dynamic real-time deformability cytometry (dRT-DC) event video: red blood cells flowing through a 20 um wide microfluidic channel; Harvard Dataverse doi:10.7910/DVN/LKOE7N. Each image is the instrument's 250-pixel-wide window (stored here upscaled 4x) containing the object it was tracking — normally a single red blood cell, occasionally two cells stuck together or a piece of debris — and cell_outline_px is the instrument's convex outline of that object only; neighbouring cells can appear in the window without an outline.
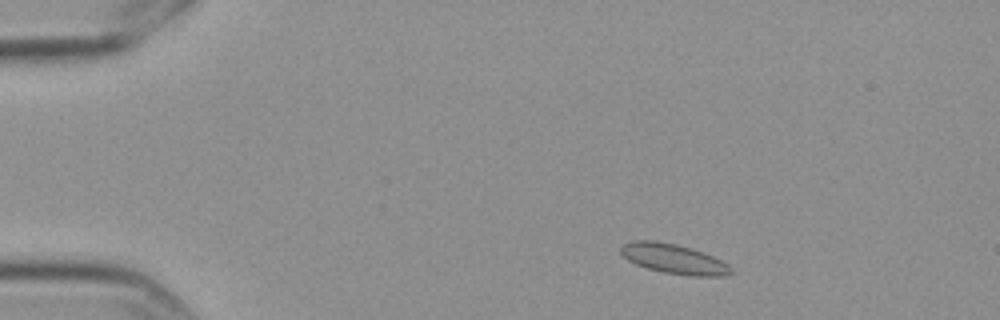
{"species": "Egyptian fruit bat (a non-hibernating species)", "species_latin": "Rousettus aegyptiacus", "temperature_condition": "cold", "stored_images_in_passage": 4, "camera_frame_rate_fps": 3000, "um_per_image_px": 0.085, "frame": {"image": 1, "passage_image": 2, "time_ms": 0.333, "image_size_px": [1000, 320], "cell_outline_px": [[732, 272], [720, 276], [692, 276], [664, 272], [648, 268], [636, 264], [628, 260], [620, 252], [620, 244], [632, 240], [652, 240], [676, 244], [712, 256], [728, 264], [732, 268]], "centroid_in_image_um": [57.21, 21.99], "position_along_channel_um": 27.8, "area_um2": 18.84}}